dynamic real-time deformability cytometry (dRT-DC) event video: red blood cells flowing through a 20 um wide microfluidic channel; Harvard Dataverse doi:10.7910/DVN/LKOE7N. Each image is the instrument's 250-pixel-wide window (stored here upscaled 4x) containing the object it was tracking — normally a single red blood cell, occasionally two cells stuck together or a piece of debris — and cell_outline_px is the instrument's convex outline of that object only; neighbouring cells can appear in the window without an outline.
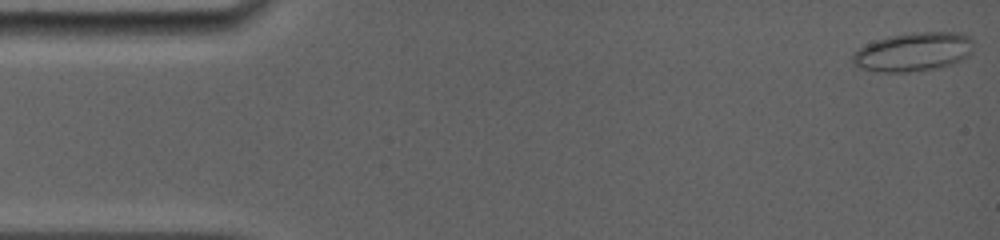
{"species": "common noctule bat (a hibernating species)", "species_latin": "Nyctalus noctula", "temperature_condition": "room temperature", "stored_images_in_passage": 49, "camera_frame_rate_fps": 5000, "um_per_image_px": 0.085, "animal": {"sex": "female", "body_mass_g": 19.0, "forearm_length_mm": 56.7}, "frame": {"image": 1, "passage_image": 1, "time_ms": 0.0, "image_size_px": [1000, 240], "cell_outline_px": [[972, 52], [968, 56], [952, 64], [936, 68], [904, 72], [880, 72], [860, 68], [852, 64], [852, 52], [864, 44], [888, 36], [912, 32], [960, 32], [972, 36]], "centroid_in_image_um": [77.61, 4.39], "position_along_channel_um": 7.4, "area_um2": 27.69}}
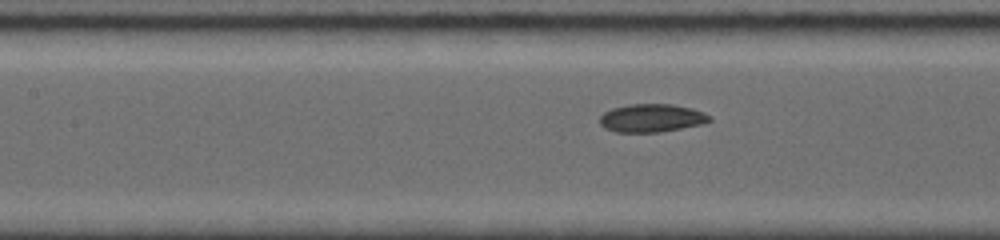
{"frame": {"image": 2, "passage_image": 19, "time_ms": 6.8, "image_size_px": [1000, 240], "cell_outline_px": [[712, 120], [700, 124], [660, 132], [616, 132], [604, 128], [600, 124], [600, 116], [604, 112], [612, 108], [628, 104], [672, 104], [692, 108], [704, 112], [712, 116]], "centroid_in_image_um": [55.38, 10.02], "position_along_channel_um": 152.0, "area_um2": 18.03}}
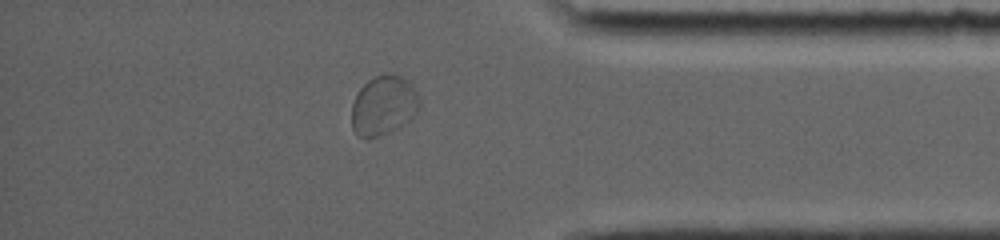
{"frame": {"image": 3, "passage_image": 37, "time_ms": 13.4, "image_size_px": [1000, 240], "cell_outline_px": [[420, 108], [412, 120], [400, 128], [364, 140], [356, 136], [352, 128], [352, 104], [360, 88], [372, 76], [388, 72], [392, 72], [408, 80], [412, 84], [420, 100]], "centroid_in_image_um": [32.62, 8.97], "position_along_channel_um": 402.6, "area_um2": 24.22}, "authors_computed_cell_mechanics": {"area_um2": 20.519, "velocity_mm_per_s": 3.923, "shape_relaxation_time_tau1_ms": 10.4029, "shape_relaxation_time_tau2_ms": 2.0495, "deformation_change_tau1": 0.133, "deformation_change_tau2": 0.0577}}